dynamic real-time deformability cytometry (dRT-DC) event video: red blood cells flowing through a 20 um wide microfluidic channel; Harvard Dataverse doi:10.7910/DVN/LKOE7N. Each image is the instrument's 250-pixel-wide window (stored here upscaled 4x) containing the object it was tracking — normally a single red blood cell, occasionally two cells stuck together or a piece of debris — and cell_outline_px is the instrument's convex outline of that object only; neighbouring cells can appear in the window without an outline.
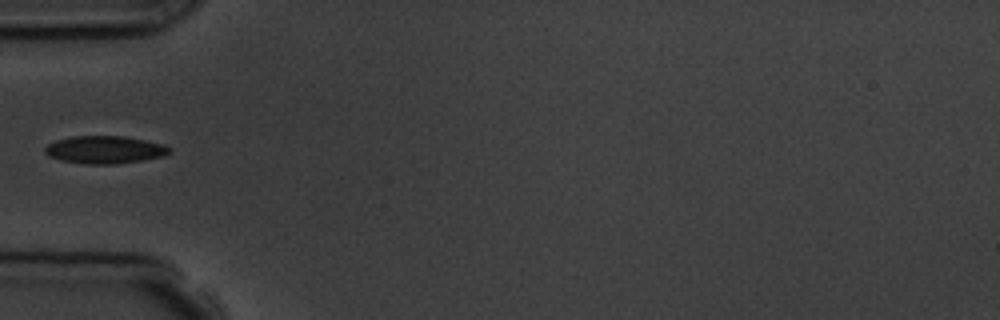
{"species": "common noctule bat (a hibernating species)", "species_latin": "Nyctalus noctula", "temperature_condition": "room temperature", "stored_images_in_passage": 6, "camera_frame_rate_fps": 3000, "um_per_image_px": 0.085, "animal": {"sex": "male", "body_mass_g": 19.5, "forearm_length_mm": 54.6}, "frame": {"image": 1, "passage_image": 5, "time_ms": 5.333, "image_size_px": [1000, 320], "cell_outline_px": [[172, 152], [164, 156], [116, 164], [84, 164], [60, 160], [48, 156], [44, 152], [44, 148], [48, 144], [56, 140], [72, 136], [124, 136], [164, 144], [172, 148]], "centroid_in_image_um": [8.9, 12.72], "position_along_channel_um": 76.1, "area_um2": 20.17}}